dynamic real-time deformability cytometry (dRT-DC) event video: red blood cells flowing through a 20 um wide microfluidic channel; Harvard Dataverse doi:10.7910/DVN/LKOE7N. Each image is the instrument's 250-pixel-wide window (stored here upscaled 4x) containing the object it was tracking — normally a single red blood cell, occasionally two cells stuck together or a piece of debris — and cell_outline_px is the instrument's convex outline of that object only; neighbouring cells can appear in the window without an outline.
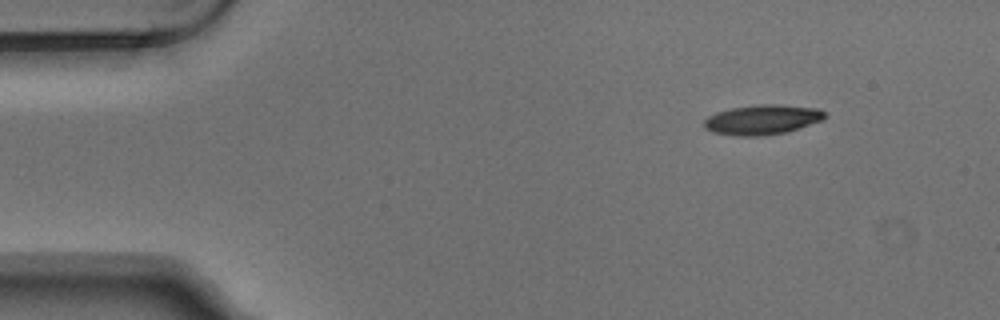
{"species": "Egyptian fruit bat (a non-hibernating species)", "species_latin": "Rousettus aegyptiacus", "temperature_condition": "warm", "stored_images_in_passage": 5, "camera_frame_rate_fps": 3000, "um_per_image_px": 0.085, "animal": {"sex": "male"}, "frame": {"image": 1, "passage_image": 1, "time_ms": 0.0, "image_size_px": [1000, 320], "cell_outline_px": [[828, 116], [824, 120], [784, 132], [756, 136], [740, 136], [712, 132], [704, 128], [704, 120], [708, 116], [716, 112], [732, 108], [756, 104], [776, 104], [820, 108], [828, 112]], "centroid_in_image_um": [64.83, 10.15], "position_along_channel_um": 20.2, "area_um2": 21.1}}
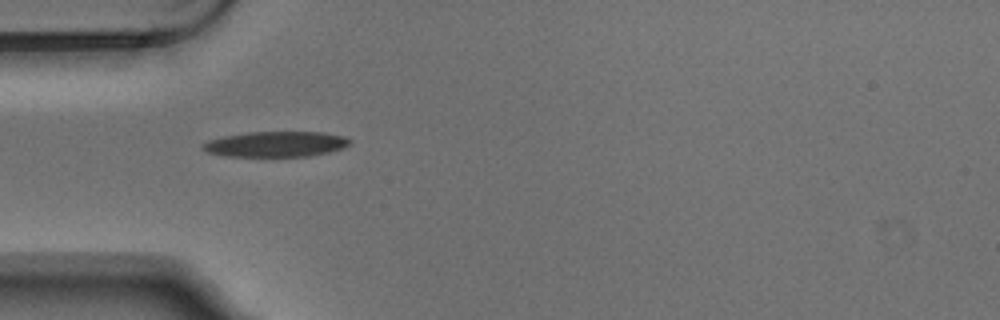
{"frame": {"image": 2, "passage_image": 4, "time_ms": 1.0, "image_size_px": [1000, 320], "cell_outline_px": [[352, 140], [348, 144], [340, 148], [328, 152], [308, 156], [224, 156], [208, 152], [200, 148], [200, 144], [208, 140], [224, 136], [248, 132], [324, 132], [344, 136]], "centroid_in_image_um": [23.39, 12.24], "position_along_channel_um": 61.6, "area_um2": 21.73}}
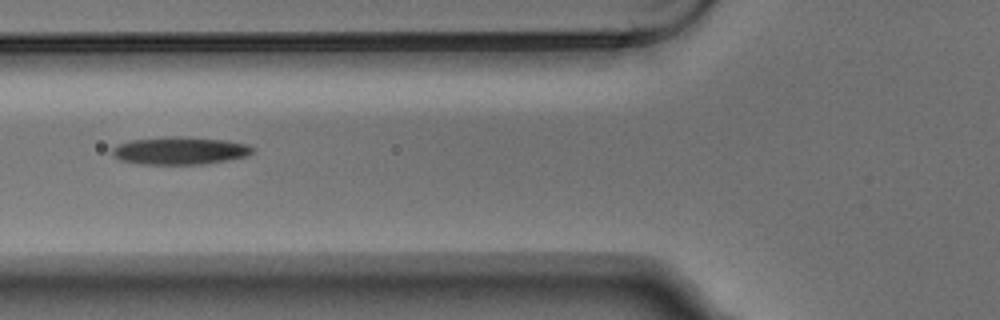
{"frame": {"image": 3, "passage_image": 5, "time_ms": 1.333, "image_size_px": [1000, 320], "cell_outline_px": [[252, 152], [248, 156], [204, 164], [144, 164], [120, 160], [112, 156], [112, 148], [128, 140], [168, 136], [188, 136], [228, 140], [248, 144], [252, 148]], "centroid_in_image_um": [15.29, 12.79], "position_along_channel_um": 110.5, "area_um2": 22.83}}